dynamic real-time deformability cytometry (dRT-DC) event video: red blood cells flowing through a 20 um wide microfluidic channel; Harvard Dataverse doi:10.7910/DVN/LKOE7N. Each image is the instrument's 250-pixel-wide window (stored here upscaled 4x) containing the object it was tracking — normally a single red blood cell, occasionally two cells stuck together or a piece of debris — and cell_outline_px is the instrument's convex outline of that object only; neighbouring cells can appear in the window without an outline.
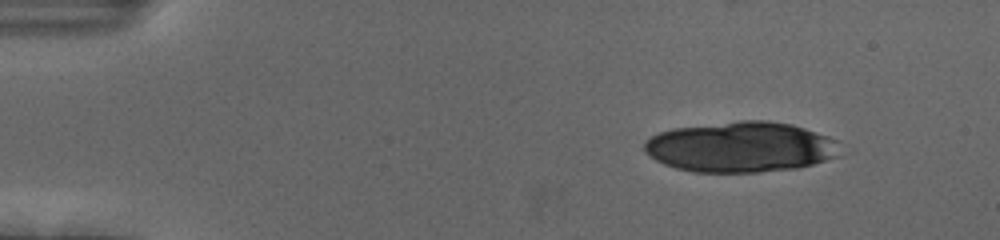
{"species": "human", "species_latin": "Homo sapiens", "temperature_condition": "cold", "stored_images_in_passage": 14, "camera_frame_rate_fps": 3000, "um_per_image_px": 0.085, "donor": {"sex": "female"}, "frame": {"image": 1, "passage_image": 1, "time_ms": 0.0, "image_size_px": [1000, 240], "cell_outline_px": [[840, 156], [812, 164], [796, 168], [756, 172], [692, 172], [676, 168], [664, 164], [656, 160], [644, 152], [644, 144], [652, 136], [660, 132], [672, 128], [740, 120], [768, 120], [792, 124], [840, 140]], "centroid_in_image_um": [62.99, 12.49], "position_along_channel_um": 22.0, "area_um2": 57.92}}